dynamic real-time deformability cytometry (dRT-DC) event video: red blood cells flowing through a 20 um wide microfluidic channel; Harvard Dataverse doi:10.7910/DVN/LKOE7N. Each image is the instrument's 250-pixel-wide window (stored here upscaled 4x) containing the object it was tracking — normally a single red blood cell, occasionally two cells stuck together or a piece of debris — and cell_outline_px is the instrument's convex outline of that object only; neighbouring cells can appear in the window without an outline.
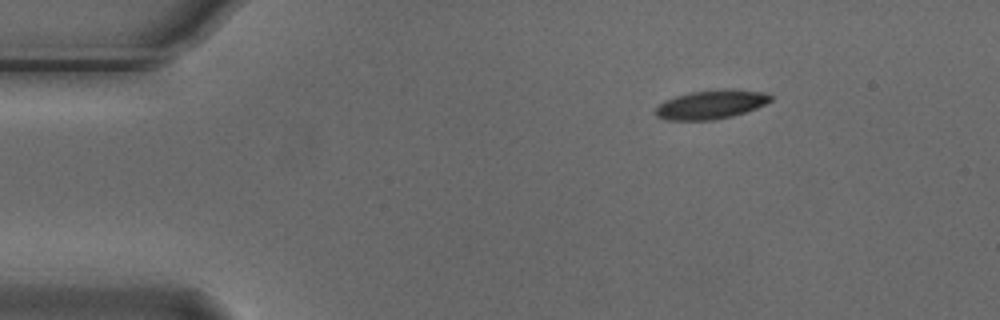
{"species": "Egyptian fruit bat (a non-hibernating species)", "species_latin": "Rousettus aegyptiacus", "temperature_condition": "cold", "stored_images_in_passage": 3, "camera_frame_rate_fps": 3000, "um_per_image_px": 0.085, "animal": {"sex": "male"}, "frame": {"image": 1, "passage_image": 1, "time_ms": 0.0, "image_size_px": [1000, 320], "cell_outline_px": [[772, 100], [756, 108], [732, 116], [712, 120], [668, 120], [656, 116], [652, 112], [664, 100], [688, 92], [724, 88], [732, 88], [764, 92], [772, 96]], "centroid_in_image_um": [60.42, 8.87], "position_along_channel_um": 24.6, "area_um2": 19.59}}